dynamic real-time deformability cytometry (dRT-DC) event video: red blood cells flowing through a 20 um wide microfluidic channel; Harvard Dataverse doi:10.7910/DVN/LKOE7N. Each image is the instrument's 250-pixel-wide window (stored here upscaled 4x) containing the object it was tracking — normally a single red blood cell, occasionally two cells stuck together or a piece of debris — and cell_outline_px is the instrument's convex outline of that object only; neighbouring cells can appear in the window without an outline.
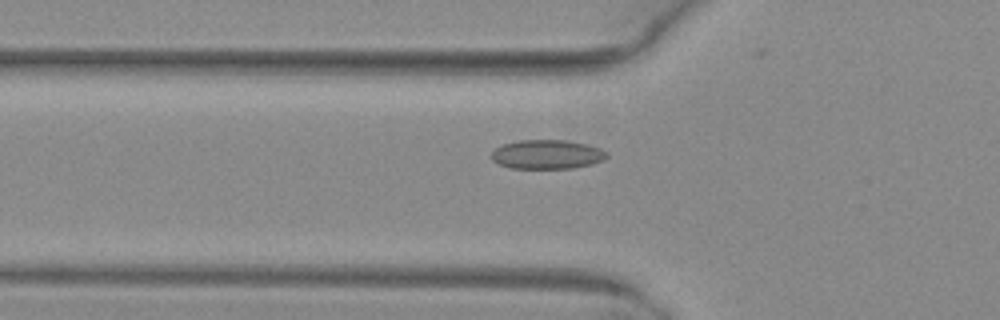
{"species": "common noctule bat (a hibernating species)", "species_latin": "Nyctalus noctula", "temperature_condition": "warm", "stored_images_in_passage": 49, "camera_frame_rate_fps": 3000, "um_per_image_px": 0.085, "animal": {"sex": "female", "body_mass_g": 29.2, "forearm_length_mm": 56.3}, "frame": {"image": 1, "passage_image": 19, "time_ms": 6.0, "image_size_px": [1000, 320], "cell_outline_px": [[608, 156], [604, 160], [592, 164], [572, 168], [512, 168], [500, 164], [492, 160], [492, 152], [500, 144], [520, 140], [564, 140], [588, 144], [600, 148], [608, 152]], "centroid_in_image_um": [46.52, 13.11], "position_along_channel_um": 79.3, "area_um2": 19.65}}
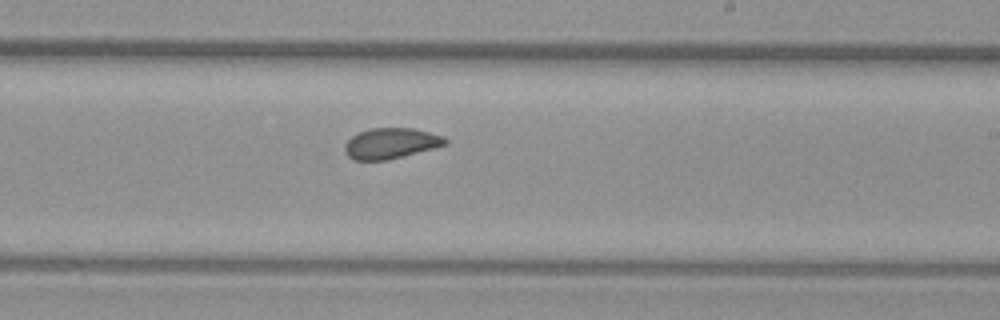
{"frame": {"image": 2, "passage_image": 32, "time_ms": 10.333, "image_size_px": [1000, 320], "cell_outline_px": [[448, 144], [388, 160], [352, 160], [344, 152], [344, 144], [352, 136], [360, 132], [372, 128], [412, 128], [444, 136], [448, 140]], "centroid_in_image_um": [33.21, 12.19], "position_along_channel_um": 255.8, "area_um2": 17.92}}
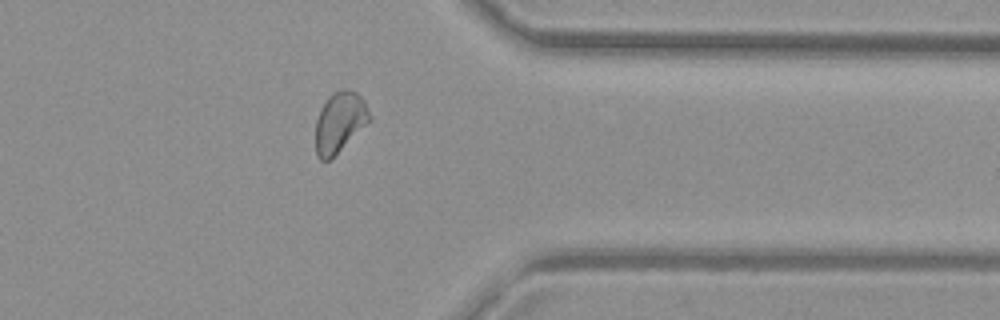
{"frame": {"image": 3, "passage_image": 42, "time_ms": 13.667, "image_size_px": [1000, 320], "cell_outline_px": [[372, 120], [332, 160], [320, 160], [316, 156], [316, 120], [320, 108], [328, 96], [332, 92], [344, 88], [348, 88], [356, 92], [364, 100], [372, 116]], "centroid_in_image_um": [28.89, 10.4], "position_along_channel_um": 382.5, "area_um2": 19.65}}